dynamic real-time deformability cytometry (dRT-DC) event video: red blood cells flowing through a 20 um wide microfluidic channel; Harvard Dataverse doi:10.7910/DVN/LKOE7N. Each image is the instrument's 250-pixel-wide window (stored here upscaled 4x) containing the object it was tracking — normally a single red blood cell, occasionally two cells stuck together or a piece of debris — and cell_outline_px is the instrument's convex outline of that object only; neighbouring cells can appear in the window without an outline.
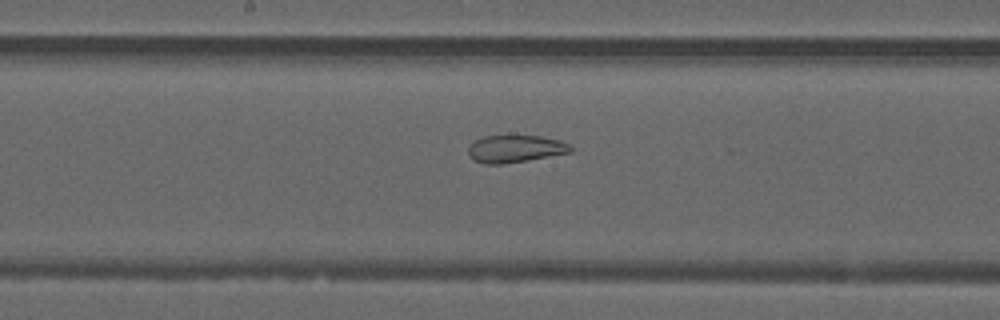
{"species": "common noctule bat (a hibernating species)", "species_latin": "Nyctalus noctula", "temperature_condition": "warm", "stored_images_in_passage": 51, "segment_of_instrument_passage": [2, 2], "camera_frame_rate_fps": 3000, "um_per_image_px": 0.085, "animal": {"sex": "male", "forearm_length_mm": 52.5}, "frame": {"image": 1, "passage_image": 27, "time_ms": 8.667, "image_size_px": [1000, 320], "cell_outline_px": [[572, 152], [504, 164], [484, 164], [472, 160], [468, 152], [468, 148], [476, 140], [484, 136], [512, 132], [540, 136], [560, 140], [572, 144]], "centroid_in_image_um": [43.8, 12.6], "position_along_channel_um": 204.4, "area_um2": 17.11}}
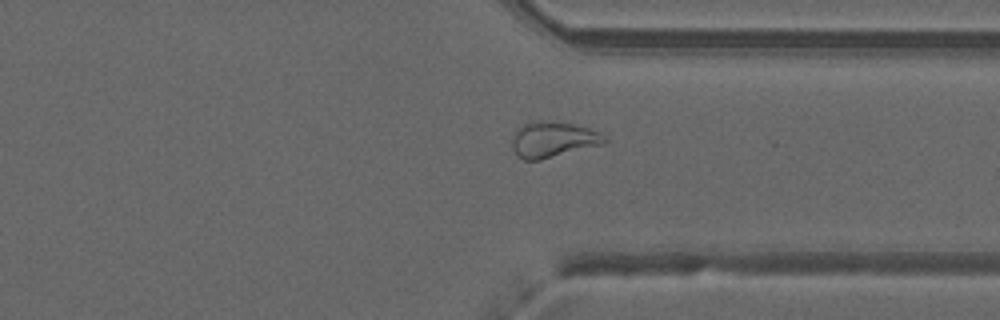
{"frame": {"image": 2, "passage_image": 39, "time_ms": 12.667, "image_size_px": [1000, 320], "cell_outline_px": [[608, 140], [604, 144], [540, 160], [524, 160], [516, 156], [512, 148], [512, 140], [516, 132], [524, 124], [532, 120], [544, 120], [576, 124], [600, 132]], "centroid_in_image_um": [47.01, 11.86], "position_along_channel_um": 364.4, "area_um2": 19.36}}
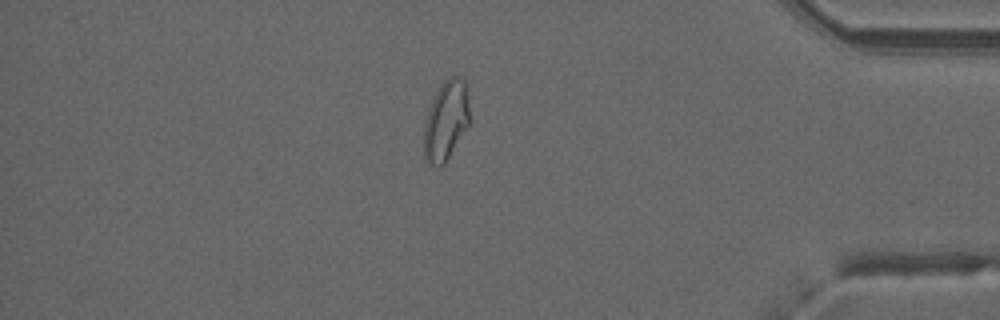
{"frame": {"image": 3, "passage_image": 44, "time_ms": 14.333, "image_size_px": [1000, 320], "cell_outline_px": [[468, 124], [444, 164], [440, 168], [424, 160], [424, 120], [432, 100], [440, 84], [444, 80], [452, 76], [460, 76], [464, 80], [468, 88]], "centroid_in_image_um": [37.88, 10.22], "position_along_channel_um": 397.3, "area_um2": 21.1}}